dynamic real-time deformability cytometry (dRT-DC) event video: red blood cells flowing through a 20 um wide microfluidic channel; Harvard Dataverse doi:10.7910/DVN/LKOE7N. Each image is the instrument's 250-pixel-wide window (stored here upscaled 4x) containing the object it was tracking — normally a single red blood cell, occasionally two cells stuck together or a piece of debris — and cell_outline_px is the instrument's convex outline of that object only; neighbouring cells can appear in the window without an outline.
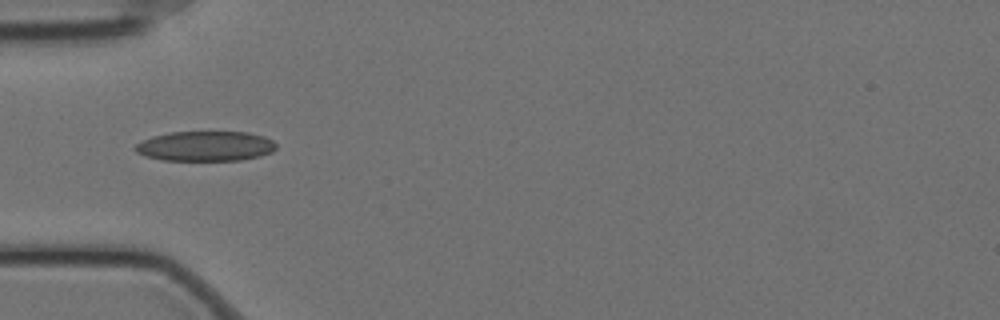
{"species": "Egyptian fruit bat (a non-hibernating species)", "species_latin": "Rousettus aegyptiacus", "temperature_condition": "cold", "stored_images_in_passage": 41, "camera_frame_rate_fps": 3000, "um_per_image_px": 0.085, "animal": {"sex": "female"}, "frame": {"image": 1, "passage_image": 1, "time_ms": 0.0, "image_size_px": [1000, 320], "cell_outline_px": [[276, 148], [272, 152], [260, 156], [240, 160], [164, 160], [144, 156], [136, 152], [132, 148], [136, 144], [152, 136], [172, 132], [248, 132], [264, 136], [272, 140], [276, 144]], "centroid_in_image_um": [17.46, 12.42], "position_along_channel_um": 67.5, "area_um2": 24.62}}
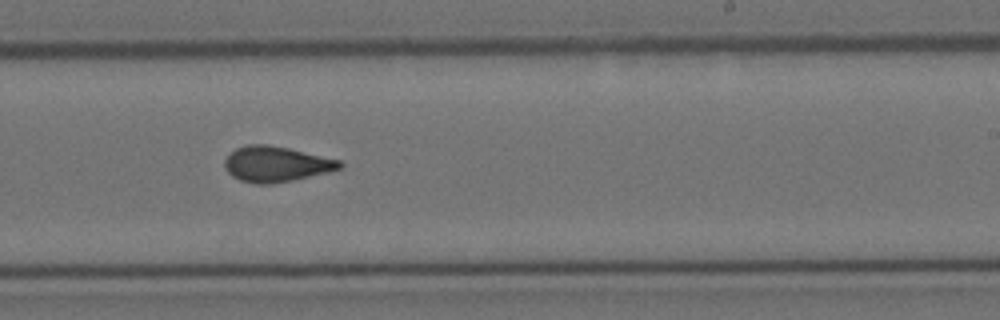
{"frame": {"image": 2, "passage_image": 18, "time_ms": 5.667, "image_size_px": [1000, 320], "cell_outline_px": [[344, 164], [340, 168], [328, 172], [292, 180], [272, 184], [256, 184], [240, 180], [232, 176], [228, 172], [224, 164], [224, 160], [236, 148], [248, 144], [268, 144], [288, 148], [340, 160]], "centroid_in_image_um": [23.46, 13.95], "position_along_channel_um": 265.5, "area_um2": 23.64}}
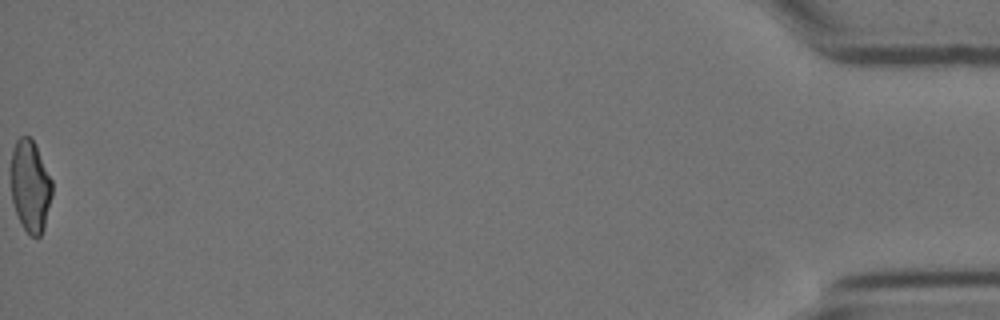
{"frame": {"image": 3, "passage_image": 41, "time_ms": 13.333, "image_size_px": [1000, 320], "cell_outline_px": [[52, 196], [44, 228], [40, 236], [32, 236], [24, 228], [16, 212], [12, 200], [12, 148], [16, 140], [20, 136], [28, 136], [36, 144], [52, 180]], "centroid_in_image_um": [2.59, 15.79], "position_along_channel_um": 432.6, "area_um2": 21.85}, "authors_computed_cell_mechanics": {"area_um2": 23.2934, "velocity_mm_per_s": 3.489, "shape_relaxation_time_tau1_ms": null, "shape_relaxation_time_tau2_ms": 1.5474, "deformation_change_tau1": null, "deformation_change_tau2": 0.0808}}